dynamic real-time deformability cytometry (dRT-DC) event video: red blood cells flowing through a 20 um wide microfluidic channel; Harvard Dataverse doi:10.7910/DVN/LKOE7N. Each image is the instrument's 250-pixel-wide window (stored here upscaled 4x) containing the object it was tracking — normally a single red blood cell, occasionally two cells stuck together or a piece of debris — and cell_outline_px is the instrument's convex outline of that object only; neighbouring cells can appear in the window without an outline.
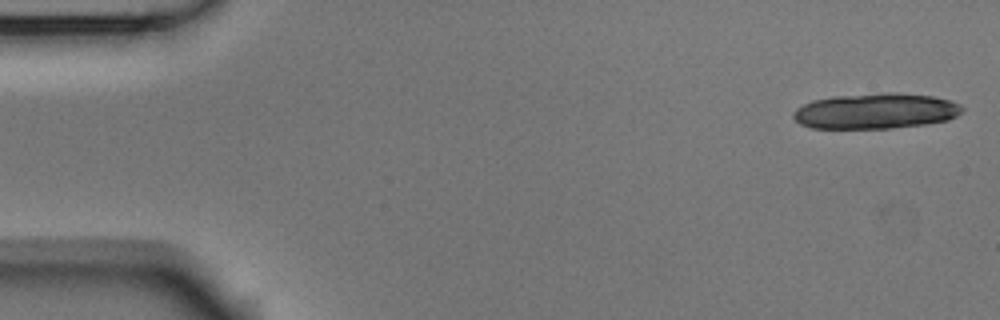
{"species": "Egyptian fruit bat (a non-hibernating species)", "species_latin": "Rousettus aegyptiacus", "temperature_condition": "room temperature", "stored_images_in_passage": 12, "camera_frame_rate_fps": 3000, "um_per_image_px": 0.085, "animal": {"sex": "male"}, "frame": {"image": 1, "passage_image": 1, "time_ms": 0.0, "image_size_px": [1000, 320], "cell_outline_px": [[964, 108], [956, 116], [948, 120], [928, 124], [892, 128], [812, 128], [800, 124], [792, 116], [792, 112], [796, 108], [812, 100], [832, 96], [884, 92], [896, 92], [932, 96], [952, 100], [960, 104]], "centroid_in_image_um": [74.44, 9.43], "position_along_channel_um": 10.6, "area_um2": 35.32}}